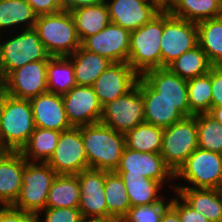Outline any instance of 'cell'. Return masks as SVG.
I'll return each mask as SVG.
<instances>
[{"label": "cell", "mask_w": 222, "mask_h": 222, "mask_svg": "<svg viewBox=\"0 0 222 222\" xmlns=\"http://www.w3.org/2000/svg\"><path fill=\"white\" fill-rule=\"evenodd\" d=\"M162 33L163 11L150 22L131 31L127 63L139 76L149 70L161 68Z\"/></svg>", "instance_id": "277c9868"}, {"label": "cell", "mask_w": 222, "mask_h": 222, "mask_svg": "<svg viewBox=\"0 0 222 222\" xmlns=\"http://www.w3.org/2000/svg\"><path fill=\"white\" fill-rule=\"evenodd\" d=\"M198 45L197 24L163 10V33L160 41L161 68H167L184 52Z\"/></svg>", "instance_id": "ba28073f"}, {"label": "cell", "mask_w": 222, "mask_h": 222, "mask_svg": "<svg viewBox=\"0 0 222 222\" xmlns=\"http://www.w3.org/2000/svg\"><path fill=\"white\" fill-rule=\"evenodd\" d=\"M34 29L51 57L69 56L81 46L70 12L37 16Z\"/></svg>", "instance_id": "3957f363"}, {"label": "cell", "mask_w": 222, "mask_h": 222, "mask_svg": "<svg viewBox=\"0 0 222 222\" xmlns=\"http://www.w3.org/2000/svg\"><path fill=\"white\" fill-rule=\"evenodd\" d=\"M175 191L182 201L205 216L210 222H222V189L177 186Z\"/></svg>", "instance_id": "603a6c76"}, {"label": "cell", "mask_w": 222, "mask_h": 222, "mask_svg": "<svg viewBox=\"0 0 222 222\" xmlns=\"http://www.w3.org/2000/svg\"><path fill=\"white\" fill-rule=\"evenodd\" d=\"M160 1L167 7L172 0H160Z\"/></svg>", "instance_id": "f907efd6"}, {"label": "cell", "mask_w": 222, "mask_h": 222, "mask_svg": "<svg viewBox=\"0 0 222 222\" xmlns=\"http://www.w3.org/2000/svg\"><path fill=\"white\" fill-rule=\"evenodd\" d=\"M48 92L63 95L76 86L72 61L67 56L51 57L47 63Z\"/></svg>", "instance_id": "f546056e"}, {"label": "cell", "mask_w": 222, "mask_h": 222, "mask_svg": "<svg viewBox=\"0 0 222 222\" xmlns=\"http://www.w3.org/2000/svg\"><path fill=\"white\" fill-rule=\"evenodd\" d=\"M100 122L123 134L144 122V102L139 89V78L130 91L102 107Z\"/></svg>", "instance_id": "9c48e42d"}, {"label": "cell", "mask_w": 222, "mask_h": 222, "mask_svg": "<svg viewBox=\"0 0 222 222\" xmlns=\"http://www.w3.org/2000/svg\"><path fill=\"white\" fill-rule=\"evenodd\" d=\"M3 95H4V89H3L2 83L0 82V102H1Z\"/></svg>", "instance_id": "681fc988"}, {"label": "cell", "mask_w": 222, "mask_h": 222, "mask_svg": "<svg viewBox=\"0 0 222 222\" xmlns=\"http://www.w3.org/2000/svg\"><path fill=\"white\" fill-rule=\"evenodd\" d=\"M171 205V200L165 205L160 199L150 205L133 206L120 222H160L164 211Z\"/></svg>", "instance_id": "74e56055"}, {"label": "cell", "mask_w": 222, "mask_h": 222, "mask_svg": "<svg viewBox=\"0 0 222 222\" xmlns=\"http://www.w3.org/2000/svg\"><path fill=\"white\" fill-rule=\"evenodd\" d=\"M164 128L142 122L126 134V147L141 153H160Z\"/></svg>", "instance_id": "1f68e13d"}, {"label": "cell", "mask_w": 222, "mask_h": 222, "mask_svg": "<svg viewBox=\"0 0 222 222\" xmlns=\"http://www.w3.org/2000/svg\"><path fill=\"white\" fill-rule=\"evenodd\" d=\"M106 5L110 21L130 32L150 22L161 12L154 4L143 0H113Z\"/></svg>", "instance_id": "d6986e66"}, {"label": "cell", "mask_w": 222, "mask_h": 222, "mask_svg": "<svg viewBox=\"0 0 222 222\" xmlns=\"http://www.w3.org/2000/svg\"><path fill=\"white\" fill-rule=\"evenodd\" d=\"M149 4H154L160 11L166 10V6L160 0H143Z\"/></svg>", "instance_id": "7dc6e473"}, {"label": "cell", "mask_w": 222, "mask_h": 222, "mask_svg": "<svg viewBox=\"0 0 222 222\" xmlns=\"http://www.w3.org/2000/svg\"><path fill=\"white\" fill-rule=\"evenodd\" d=\"M102 0H58L60 11L71 12L83 3L101 2Z\"/></svg>", "instance_id": "ee69618b"}, {"label": "cell", "mask_w": 222, "mask_h": 222, "mask_svg": "<svg viewBox=\"0 0 222 222\" xmlns=\"http://www.w3.org/2000/svg\"><path fill=\"white\" fill-rule=\"evenodd\" d=\"M81 136L88 168L115 171L126 147L125 134L99 122L81 126Z\"/></svg>", "instance_id": "6da1fadb"}, {"label": "cell", "mask_w": 222, "mask_h": 222, "mask_svg": "<svg viewBox=\"0 0 222 222\" xmlns=\"http://www.w3.org/2000/svg\"><path fill=\"white\" fill-rule=\"evenodd\" d=\"M120 177L125 183L131 207L150 205L161 199V197L157 195L161 187L158 181L143 176Z\"/></svg>", "instance_id": "836d02e7"}, {"label": "cell", "mask_w": 222, "mask_h": 222, "mask_svg": "<svg viewBox=\"0 0 222 222\" xmlns=\"http://www.w3.org/2000/svg\"><path fill=\"white\" fill-rule=\"evenodd\" d=\"M81 222H115L114 220L83 218Z\"/></svg>", "instance_id": "c3c4849f"}, {"label": "cell", "mask_w": 222, "mask_h": 222, "mask_svg": "<svg viewBox=\"0 0 222 222\" xmlns=\"http://www.w3.org/2000/svg\"><path fill=\"white\" fill-rule=\"evenodd\" d=\"M115 172L120 176H143L163 183L165 178H175L160 153H141L125 147Z\"/></svg>", "instance_id": "e0dca14e"}, {"label": "cell", "mask_w": 222, "mask_h": 222, "mask_svg": "<svg viewBox=\"0 0 222 222\" xmlns=\"http://www.w3.org/2000/svg\"><path fill=\"white\" fill-rule=\"evenodd\" d=\"M166 10L175 17L197 23L222 16V0H172Z\"/></svg>", "instance_id": "484cf974"}, {"label": "cell", "mask_w": 222, "mask_h": 222, "mask_svg": "<svg viewBox=\"0 0 222 222\" xmlns=\"http://www.w3.org/2000/svg\"><path fill=\"white\" fill-rule=\"evenodd\" d=\"M106 2L105 0L83 3L70 12L81 43L87 37L103 30L111 22Z\"/></svg>", "instance_id": "cb8c5ba5"}, {"label": "cell", "mask_w": 222, "mask_h": 222, "mask_svg": "<svg viewBox=\"0 0 222 222\" xmlns=\"http://www.w3.org/2000/svg\"><path fill=\"white\" fill-rule=\"evenodd\" d=\"M37 15L25 0H0V29L27 22L34 28Z\"/></svg>", "instance_id": "d590c367"}, {"label": "cell", "mask_w": 222, "mask_h": 222, "mask_svg": "<svg viewBox=\"0 0 222 222\" xmlns=\"http://www.w3.org/2000/svg\"><path fill=\"white\" fill-rule=\"evenodd\" d=\"M26 159L20 151H0V203L13 205L22 187Z\"/></svg>", "instance_id": "44dd1931"}, {"label": "cell", "mask_w": 222, "mask_h": 222, "mask_svg": "<svg viewBox=\"0 0 222 222\" xmlns=\"http://www.w3.org/2000/svg\"><path fill=\"white\" fill-rule=\"evenodd\" d=\"M67 57L72 61L75 81L80 86H92L95 80L112 63L107 58L87 51L82 46Z\"/></svg>", "instance_id": "d4e9b609"}, {"label": "cell", "mask_w": 222, "mask_h": 222, "mask_svg": "<svg viewBox=\"0 0 222 222\" xmlns=\"http://www.w3.org/2000/svg\"><path fill=\"white\" fill-rule=\"evenodd\" d=\"M198 148L222 154V125L208 113L196 114Z\"/></svg>", "instance_id": "8d00e7d4"}, {"label": "cell", "mask_w": 222, "mask_h": 222, "mask_svg": "<svg viewBox=\"0 0 222 222\" xmlns=\"http://www.w3.org/2000/svg\"><path fill=\"white\" fill-rule=\"evenodd\" d=\"M37 16L55 14L60 11L58 0H25Z\"/></svg>", "instance_id": "7bdbcfd3"}, {"label": "cell", "mask_w": 222, "mask_h": 222, "mask_svg": "<svg viewBox=\"0 0 222 222\" xmlns=\"http://www.w3.org/2000/svg\"><path fill=\"white\" fill-rule=\"evenodd\" d=\"M212 107L222 106V65L211 68Z\"/></svg>", "instance_id": "b9f144b4"}, {"label": "cell", "mask_w": 222, "mask_h": 222, "mask_svg": "<svg viewBox=\"0 0 222 222\" xmlns=\"http://www.w3.org/2000/svg\"><path fill=\"white\" fill-rule=\"evenodd\" d=\"M34 130L30 101L4 93L0 102V151H21Z\"/></svg>", "instance_id": "7a4b0ae2"}, {"label": "cell", "mask_w": 222, "mask_h": 222, "mask_svg": "<svg viewBox=\"0 0 222 222\" xmlns=\"http://www.w3.org/2000/svg\"><path fill=\"white\" fill-rule=\"evenodd\" d=\"M130 31L110 22L100 32L87 37L81 46L87 51L107 58L111 62H127Z\"/></svg>", "instance_id": "2e32d148"}, {"label": "cell", "mask_w": 222, "mask_h": 222, "mask_svg": "<svg viewBox=\"0 0 222 222\" xmlns=\"http://www.w3.org/2000/svg\"><path fill=\"white\" fill-rule=\"evenodd\" d=\"M51 55L34 28L25 29L9 41L0 44V82L12 71L27 63L49 60Z\"/></svg>", "instance_id": "8992f818"}, {"label": "cell", "mask_w": 222, "mask_h": 222, "mask_svg": "<svg viewBox=\"0 0 222 222\" xmlns=\"http://www.w3.org/2000/svg\"><path fill=\"white\" fill-rule=\"evenodd\" d=\"M105 202L107 205V220L120 222L131 208L126 186L115 171L105 174Z\"/></svg>", "instance_id": "4316f807"}, {"label": "cell", "mask_w": 222, "mask_h": 222, "mask_svg": "<svg viewBox=\"0 0 222 222\" xmlns=\"http://www.w3.org/2000/svg\"><path fill=\"white\" fill-rule=\"evenodd\" d=\"M56 175L46 162L37 165L32 160L31 162L26 160L21 191L12 206L35 215L36 222H40L39 212L46 208L49 190Z\"/></svg>", "instance_id": "5b68a950"}, {"label": "cell", "mask_w": 222, "mask_h": 222, "mask_svg": "<svg viewBox=\"0 0 222 222\" xmlns=\"http://www.w3.org/2000/svg\"><path fill=\"white\" fill-rule=\"evenodd\" d=\"M59 131L35 127L27 144L20 151L23 157L30 162V157L34 161L47 162L55 148L60 136ZM29 157V158H28Z\"/></svg>", "instance_id": "d6a6232c"}, {"label": "cell", "mask_w": 222, "mask_h": 222, "mask_svg": "<svg viewBox=\"0 0 222 222\" xmlns=\"http://www.w3.org/2000/svg\"><path fill=\"white\" fill-rule=\"evenodd\" d=\"M198 44L214 66L222 65V16L196 23Z\"/></svg>", "instance_id": "f1b7e54d"}, {"label": "cell", "mask_w": 222, "mask_h": 222, "mask_svg": "<svg viewBox=\"0 0 222 222\" xmlns=\"http://www.w3.org/2000/svg\"><path fill=\"white\" fill-rule=\"evenodd\" d=\"M138 78L139 75L127 62H112L95 80L92 88L103 107L130 91Z\"/></svg>", "instance_id": "4fadbf2b"}, {"label": "cell", "mask_w": 222, "mask_h": 222, "mask_svg": "<svg viewBox=\"0 0 222 222\" xmlns=\"http://www.w3.org/2000/svg\"><path fill=\"white\" fill-rule=\"evenodd\" d=\"M194 188L222 189V154L197 148L174 174Z\"/></svg>", "instance_id": "30bf717a"}, {"label": "cell", "mask_w": 222, "mask_h": 222, "mask_svg": "<svg viewBox=\"0 0 222 222\" xmlns=\"http://www.w3.org/2000/svg\"><path fill=\"white\" fill-rule=\"evenodd\" d=\"M159 95L174 104L185 117H189L187 80L168 68L152 69L141 76Z\"/></svg>", "instance_id": "ac0fdd59"}, {"label": "cell", "mask_w": 222, "mask_h": 222, "mask_svg": "<svg viewBox=\"0 0 222 222\" xmlns=\"http://www.w3.org/2000/svg\"><path fill=\"white\" fill-rule=\"evenodd\" d=\"M80 201V187L77 175L57 174L54 178L46 208H74Z\"/></svg>", "instance_id": "83f0119b"}, {"label": "cell", "mask_w": 222, "mask_h": 222, "mask_svg": "<svg viewBox=\"0 0 222 222\" xmlns=\"http://www.w3.org/2000/svg\"><path fill=\"white\" fill-rule=\"evenodd\" d=\"M213 66L198 44L196 47L184 52L167 68L182 79L189 80L209 73Z\"/></svg>", "instance_id": "4dcf8cb0"}, {"label": "cell", "mask_w": 222, "mask_h": 222, "mask_svg": "<svg viewBox=\"0 0 222 222\" xmlns=\"http://www.w3.org/2000/svg\"><path fill=\"white\" fill-rule=\"evenodd\" d=\"M180 217L181 222H210L205 216L188 206L184 201L181 204L178 199H172L170 205Z\"/></svg>", "instance_id": "ab89813d"}, {"label": "cell", "mask_w": 222, "mask_h": 222, "mask_svg": "<svg viewBox=\"0 0 222 222\" xmlns=\"http://www.w3.org/2000/svg\"><path fill=\"white\" fill-rule=\"evenodd\" d=\"M208 114L222 125V106L211 107Z\"/></svg>", "instance_id": "bcb514c9"}, {"label": "cell", "mask_w": 222, "mask_h": 222, "mask_svg": "<svg viewBox=\"0 0 222 222\" xmlns=\"http://www.w3.org/2000/svg\"><path fill=\"white\" fill-rule=\"evenodd\" d=\"M108 171L88 168L77 174L80 187L78 208L83 218L106 219L105 174Z\"/></svg>", "instance_id": "5bb4252c"}, {"label": "cell", "mask_w": 222, "mask_h": 222, "mask_svg": "<svg viewBox=\"0 0 222 222\" xmlns=\"http://www.w3.org/2000/svg\"><path fill=\"white\" fill-rule=\"evenodd\" d=\"M67 119L72 127L99 123L102 106L92 86H74L62 95Z\"/></svg>", "instance_id": "9a60e30c"}, {"label": "cell", "mask_w": 222, "mask_h": 222, "mask_svg": "<svg viewBox=\"0 0 222 222\" xmlns=\"http://www.w3.org/2000/svg\"><path fill=\"white\" fill-rule=\"evenodd\" d=\"M197 148L196 115L184 117L164 128L160 154L174 174Z\"/></svg>", "instance_id": "52a82bcc"}, {"label": "cell", "mask_w": 222, "mask_h": 222, "mask_svg": "<svg viewBox=\"0 0 222 222\" xmlns=\"http://www.w3.org/2000/svg\"><path fill=\"white\" fill-rule=\"evenodd\" d=\"M35 127L56 131H65L70 125L60 94L46 92L29 99Z\"/></svg>", "instance_id": "ffe728a7"}, {"label": "cell", "mask_w": 222, "mask_h": 222, "mask_svg": "<svg viewBox=\"0 0 222 222\" xmlns=\"http://www.w3.org/2000/svg\"><path fill=\"white\" fill-rule=\"evenodd\" d=\"M46 163L56 174L77 175L82 170L88 169L81 126L61 131L57 147Z\"/></svg>", "instance_id": "8fae6325"}, {"label": "cell", "mask_w": 222, "mask_h": 222, "mask_svg": "<svg viewBox=\"0 0 222 222\" xmlns=\"http://www.w3.org/2000/svg\"><path fill=\"white\" fill-rule=\"evenodd\" d=\"M160 222H181L179 214L169 206L163 213Z\"/></svg>", "instance_id": "f6af8a7d"}, {"label": "cell", "mask_w": 222, "mask_h": 222, "mask_svg": "<svg viewBox=\"0 0 222 222\" xmlns=\"http://www.w3.org/2000/svg\"><path fill=\"white\" fill-rule=\"evenodd\" d=\"M189 117L208 113L212 107L211 69L209 73L187 80Z\"/></svg>", "instance_id": "e575fe53"}, {"label": "cell", "mask_w": 222, "mask_h": 222, "mask_svg": "<svg viewBox=\"0 0 222 222\" xmlns=\"http://www.w3.org/2000/svg\"><path fill=\"white\" fill-rule=\"evenodd\" d=\"M0 222H36V217L31 213L8 205L0 208Z\"/></svg>", "instance_id": "60d3db41"}, {"label": "cell", "mask_w": 222, "mask_h": 222, "mask_svg": "<svg viewBox=\"0 0 222 222\" xmlns=\"http://www.w3.org/2000/svg\"><path fill=\"white\" fill-rule=\"evenodd\" d=\"M139 89L144 102V122L167 128L185 117L173 103L159 97L141 76H139Z\"/></svg>", "instance_id": "7402d4cb"}, {"label": "cell", "mask_w": 222, "mask_h": 222, "mask_svg": "<svg viewBox=\"0 0 222 222\" xmlns=\"http://www.w3.org/2000/svg\"><path fill=\"white\" fill-rule=\"evenodd\" d=\"M45 222H81L83 217L78 207L45 208Z\"/></svg>", "instance_id": "f35d334b"}, {"label": "cell", "mask_w": 222, "mask_h": 222, "mask_svg": "<svg viewBox=\"0 0 222 222\" xmlns=\"http://www.w3.org/2000/svg\"><path fill=\"white\" fill-rule=\"evenodd\" d=\"M48 60L27 63L10 72L2 81L4 93L18 99H31L48 92Z\"/></svg>", "instance_id": "7c38bea8"}]
</instances>
